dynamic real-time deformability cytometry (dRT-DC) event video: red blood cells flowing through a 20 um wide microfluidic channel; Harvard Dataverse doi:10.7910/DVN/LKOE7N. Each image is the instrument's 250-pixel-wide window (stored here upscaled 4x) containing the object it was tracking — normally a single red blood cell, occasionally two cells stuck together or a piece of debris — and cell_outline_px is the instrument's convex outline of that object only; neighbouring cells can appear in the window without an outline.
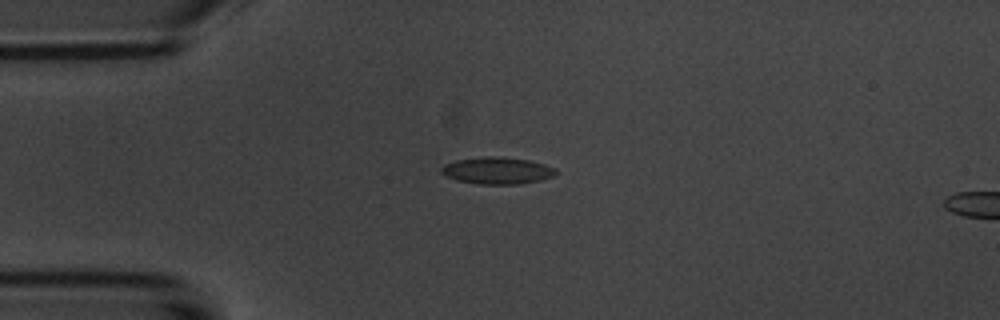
{"species": "common noctule bat (a hibernating species)", "species_latin": "Nyctalus noctula", "temperature_condition": "room temperature", "stored_images_in_passage": 2, "camera_frame_rate_fps": 3000, "um_per_image_px": 0.085, "animal": {"sex": "male", "body_mass_g": 20.1, "forearm_length_mm": 53.5}, "frame": {"image": 1, "passage_image": 1, "time_ms": 0.0, "image_size_px": [1000, 320], "cell_outline_px": [[556, 176], [540, 180], [520, 184], [476, 184], [456, 180], [444, 176], [440, 172], [440, 168], [444, 164], [456, 160], [488, 156], [492, 156], [528, 160], [544, 164], [556, 168]], "centroid_in_image_um": [42.24, 14.51], "position_along_channel_um": 42.8, "area_um2": 18.03}}